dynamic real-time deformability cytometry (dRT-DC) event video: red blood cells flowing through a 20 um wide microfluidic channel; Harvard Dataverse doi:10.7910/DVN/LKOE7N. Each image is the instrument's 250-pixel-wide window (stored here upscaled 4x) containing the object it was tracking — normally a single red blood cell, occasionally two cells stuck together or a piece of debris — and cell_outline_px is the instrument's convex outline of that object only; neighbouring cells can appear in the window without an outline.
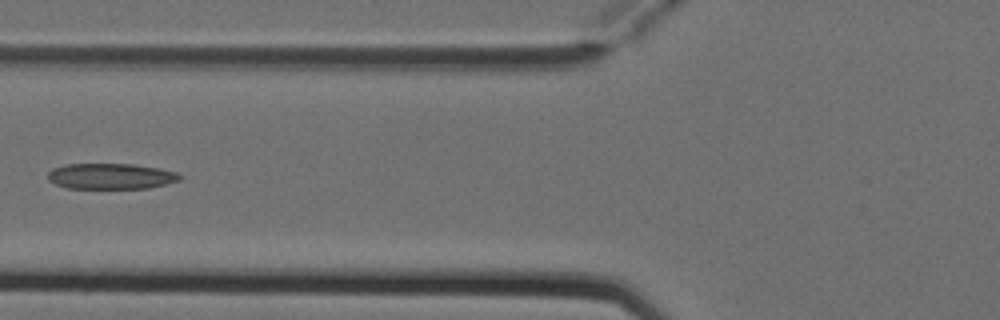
{"species": "Egyptian fruit bat (a non-hibernating species)", "species_latin": "Rousettus aegyptiacus", "temperature_condition": "cold", "stored_images_in_passage": 3, "camera_frame_rate_fps": 3000, "um_per_image_px": 0.085, "animal": {"sex": "female"}, "frame": {"image": 1, "passage_image": 3, "time_ms": 0.667, "image_size_px": [1000, 320], "cell_outline_px": [[180, 180], [148, 188], [68, 188], [56, 184], [48, 180], [48, 172], [52, 168], [64, 164], [132, 164], [160, 168], [176, 172], [180, 176]], "centroid_in_image_um": [9.39, 14.97], "position_along_channel_um": 116.4, "area_um2": 19.71}}